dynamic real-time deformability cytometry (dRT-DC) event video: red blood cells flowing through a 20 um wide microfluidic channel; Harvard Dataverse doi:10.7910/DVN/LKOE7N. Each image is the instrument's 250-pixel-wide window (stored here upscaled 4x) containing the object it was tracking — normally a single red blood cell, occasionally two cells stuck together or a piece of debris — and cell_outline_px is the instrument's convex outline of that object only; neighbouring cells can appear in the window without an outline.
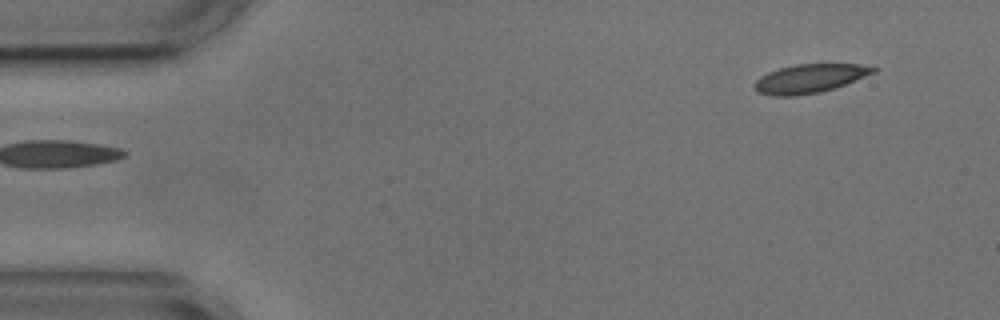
{"species": "common noctule bat (a hibernating species)", "species_latin": "Nyctalus noctula", "temperature_condition": "cold", "stored_images_in_passage": 4, "camera_frame_rate_fps": 3000, "um_per_image_px": 0.085, "animal": {"sex": "male", "body_mass_g": 17.9, "forearm_length_mm": 54.2}, "frame": {"image": 1, "passage_image": 1, "time_ms": 0.0, "image_size_px": [1000, 320], "cell_outline_px": [[880, 68], [876, 72], [836, 88], [820, 92], [796, 96], [772, 96], [756, 92], [752, 88], [752, 84], [760, 76], [768, 72], [780, 68], [796, 64], [876, 64]], "centroid_in_image_um": [68.86, 6.67], "position_along_channel_um": 16.1, "area_um2": 20.46}}
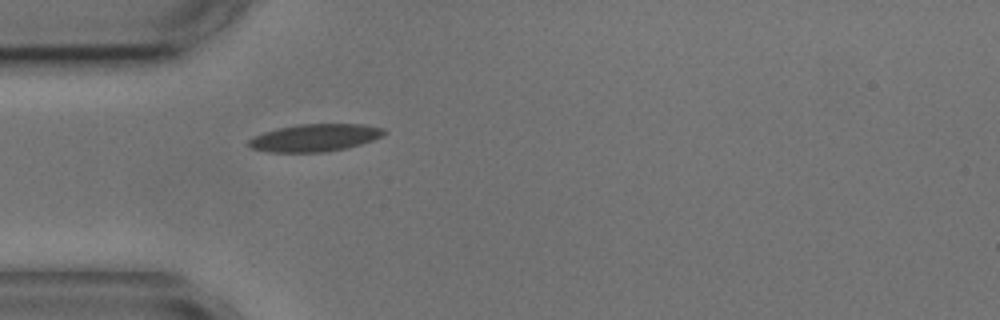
{"frame": {"image": 2, "passage_image": 4, "time_ms": 3.667, "image_size_px": [1000, 320], "cell_outline_px": [[384, 132], [380, 136], [372, 140], [360, 144], [344, 148], [324, 152], [268, 152], [248, 148], [244, 144], [252, 136], [264, 132], [296, 124], [360, 124], [384, 128]], "centroid_in_image_um": [26.65, 11.71], "position_along_channel_um": 58.4, "area_um2": 21.62}}